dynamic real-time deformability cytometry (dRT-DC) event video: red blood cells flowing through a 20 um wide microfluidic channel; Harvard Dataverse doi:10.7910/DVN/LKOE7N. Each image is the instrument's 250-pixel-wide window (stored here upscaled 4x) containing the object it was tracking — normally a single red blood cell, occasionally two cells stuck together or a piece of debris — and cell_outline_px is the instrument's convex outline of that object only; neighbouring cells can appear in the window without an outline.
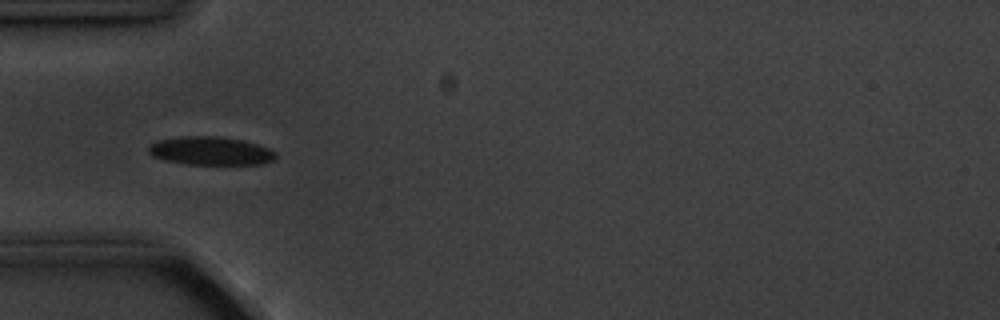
{"species": "common noctule bat (a hibernating species)", "species_latin": "Nyctalus noctula", "temperature_condition": "cold", "stored_images_in_passage": 5, "camera_frame_rate_fps": 3000, "um_per_image_px": 0.085, "animal": {"sex": "male", "body_mass_g": 20.1, "forearm_length_mm": 53.5}, "frame": {"image": 1, "passage_image": 3, "time_ms": 2.333, "image_size_px": [1000, 320], "cell_outline_px": [[276, 156], [272, 160], [260, 164], [184, 164], [164, 160], [152, 156], [148, 152], [148, 148], [156, 140], [180, 136], [216, 136], [244, 140], [268, 148]], "centroid_in_image_um": [17.83, 12.82], "position_along_channel_um": 67.2, "area_um2": 20.92}}
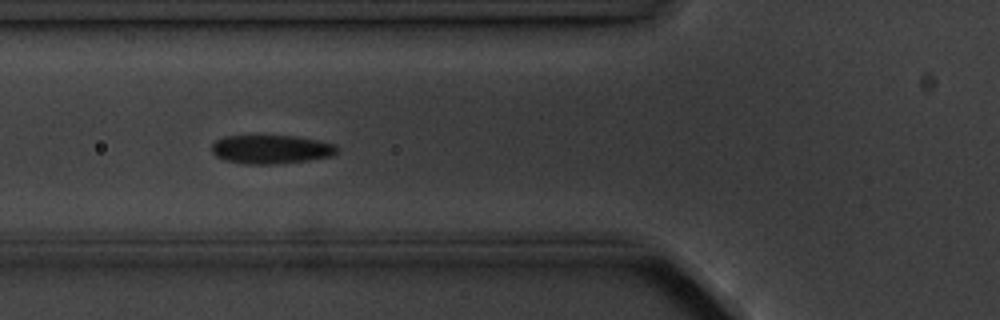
{"frame": {"image": 2, "passage_image": 4, "time_ms": 3.333, "image_size_px": [1000, 320], "cell_outline_px": [[340, 148], [332, 156], [308, 160], [272, 164], [244, 164], [224, 160], [216, 156], [212, 152], [212, 144], [216, 140], [224, 136], [296, 136], [320, 140], [336, 144]], "centroid_in_image_um": [23.06, 12.69], "position_along_channel_um": 102.7, "area_um2": 21.1}}
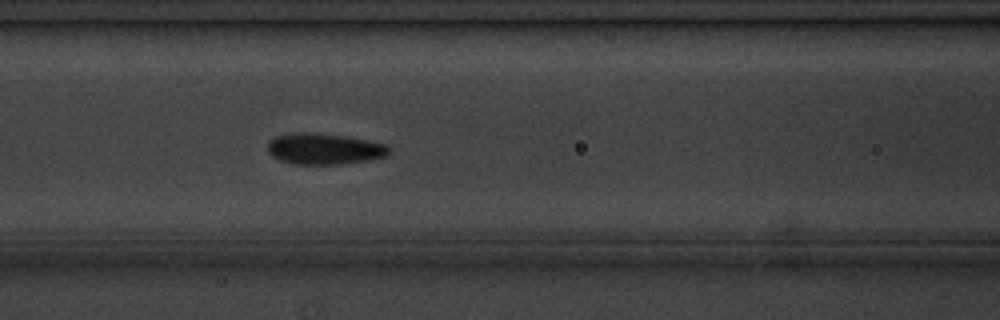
{"frame": {"image": 3, "passage_image": 5, "time_ms": 4.333, "image_size_px": [1000, 320], "cell_outline_px": [[388, 156], [368, 160], [340, 164], [292, 164], [280, 160], [272, 156], [268, 152], [268, 140], [276, 136], [300, 132], [304, 132], [344, 136], [388, 144]], "centroid_in_image_um": [27.54, 12.66], "position_along_channel_um": 139.1, "area_um2": 21.85}}